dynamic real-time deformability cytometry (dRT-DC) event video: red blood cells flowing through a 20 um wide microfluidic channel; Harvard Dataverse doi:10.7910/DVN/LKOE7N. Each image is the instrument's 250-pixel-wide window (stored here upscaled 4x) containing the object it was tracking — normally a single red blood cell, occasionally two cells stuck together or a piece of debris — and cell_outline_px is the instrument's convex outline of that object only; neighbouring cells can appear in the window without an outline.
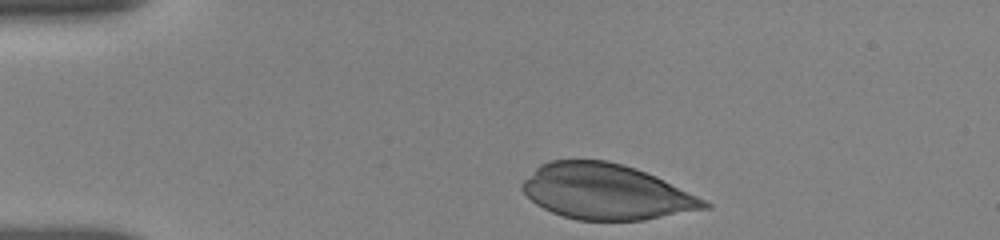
{"species": "human", "species_latin": "Homo sapiens", "temperature_condition": "room temperature", "stored_images_in_passage": 11, "camera_frame_rate_fps": 3000, "um_per_image_px": 0.085, "donor": {"sex": "female"}, "frame": {"image": 1, "passage_image": 1, "time_ms": 0.0, "image_size_px": [1000, 240], "cell_outline_px": [[712, 208], [644, 220], [576, 220], [552, 212], [536, 204], [520, 188], [520, 184], [540, 164], [548, 160], [608, 160], [636, 168], [656, 176], [712, 204]], "centroid_in_image_um": [51.51, 16.3], "position_along_channel_um": 33.5, "area_um2": 58.61}}